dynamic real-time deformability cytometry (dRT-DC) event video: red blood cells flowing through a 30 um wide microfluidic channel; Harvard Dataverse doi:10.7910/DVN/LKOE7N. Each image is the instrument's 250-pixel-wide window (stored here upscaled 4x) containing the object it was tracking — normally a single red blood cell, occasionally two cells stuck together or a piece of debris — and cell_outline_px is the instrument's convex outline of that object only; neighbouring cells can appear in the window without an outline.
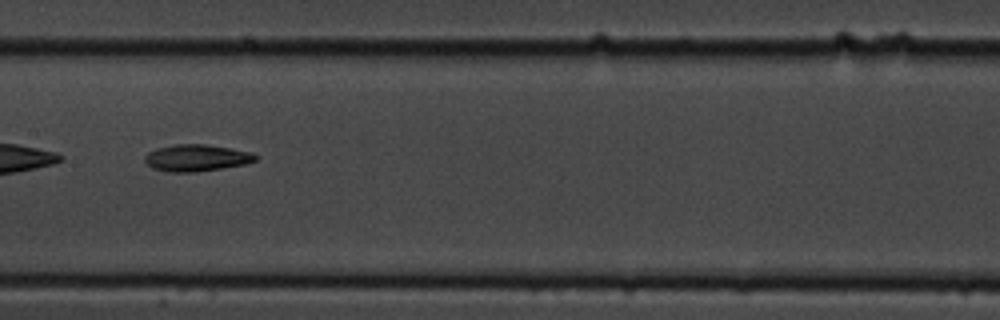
{"species": "common noctule bat (a hibernating species)", "species_latin": "Nyctalus noctula", "temperature_condition": "cold", "stored_images_in_passage": 6, "camera_frame_rate_fps": 3000, "um_per_image_px": 0.085, "animal": {"sex": "male", "body_mass_g": 19.5, "forearm_length_mm": 54.6}, "frame": {"image": 1, "passage_image": 4, "time_ms": 3.333, "image_size_px": [1000, 320], "cell_outline_px": [[260, 156], [256, 160], [244, 164], [196, 172], [168, 172], [152, 168], [144, 160], [144, 156], [148, 152], [156, 148], [176, 144], [204, 144], [252, 152]], "centroid_in_image_um": [16.68, 13.42], "position_along_channel_um": 190.7, "area_um2": 17.22}}
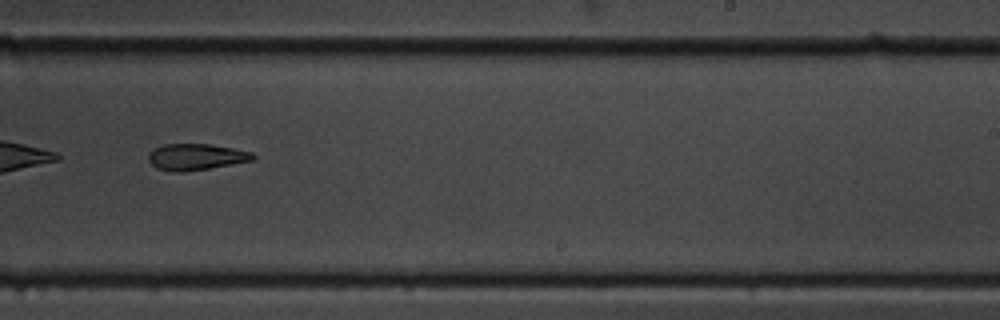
{"frame": {"image": 2, "passage_image": 6, "time_ms": 5.667, "image_size_px": [1000, 320], "cell_outline_px": [[256, 156], [252, 160], [208, 168], [184, 172], [172, 172], [156, 168], [148, 160], [148, 152], [152, 148], [164, 144], [212, 144], [252, 152]], "centroid_in_image_um": [16.6, 13.33], "position_along_channel_um": 272.4, "area_um2": 16.07}}